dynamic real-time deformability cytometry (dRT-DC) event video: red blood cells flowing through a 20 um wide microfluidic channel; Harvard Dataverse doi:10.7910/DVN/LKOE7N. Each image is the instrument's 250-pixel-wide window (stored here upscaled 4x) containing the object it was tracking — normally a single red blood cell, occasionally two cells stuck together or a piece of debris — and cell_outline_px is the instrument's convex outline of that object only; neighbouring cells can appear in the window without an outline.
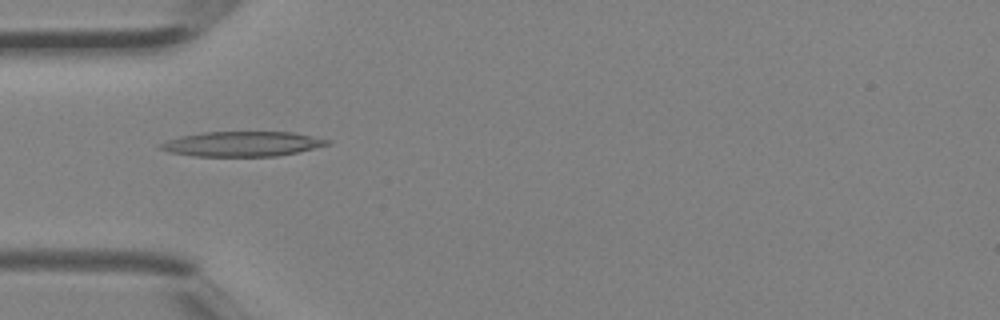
{"species": "Egyptian fruit bat (a non-hibernating species)", "species_latin": "Rousettus aegyptiacus", "temperature_condition": "room temperature", "stored_images_in_passage": 3, "camera_frame_rate_fps": 3000, "um_per_image_px": 0.085, "animal": {"sex": "female"}, "frame": {"image": 1, "passage_image": 3, "time_ms": 0.667, "image_size_px": [1000, 320], "cell_outline_px": [[332, 144], [296, 152], [276, 156], [192, 156], [168, 152], [156, 148], [156, 144], [180, 136], [204, 132], [292, 132], [332, 140]], "centroid_in_image_um": [20.54, 12.23], "position_along_channel_um": 64.5, "area_um2": 24.39}}